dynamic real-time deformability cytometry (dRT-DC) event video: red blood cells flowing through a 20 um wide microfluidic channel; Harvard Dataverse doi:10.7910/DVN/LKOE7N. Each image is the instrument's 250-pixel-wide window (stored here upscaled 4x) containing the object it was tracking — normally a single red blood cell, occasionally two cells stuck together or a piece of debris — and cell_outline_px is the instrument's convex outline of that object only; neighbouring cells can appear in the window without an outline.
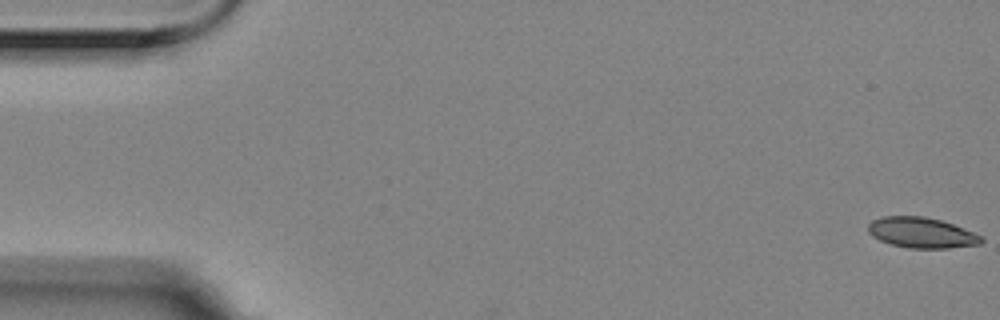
{"species": "Egyptian fruit bat (a non-hibernating species)", "species_latin": "Rousettus aegyptiacus", "temperature_condition": "room temperature", "stored_images_in_passage": 6, "camera_frame_rate_fps": 3000, "um_per_image_px": 0.085, "animal": {"sex": "female"}, "frame": {"image": 1, "passage_image": 1, "time_ms": 0.0, "image_size_px": [1000, 320], "cell_outline_px": [[984, 240], [980, 244], [948, 248], [908, 248], [892, 244], [880, 240], [872, 236], [868, 232], [868, 224], [872, 220], [880, 216], [924, 216], [940, 220], [952, 224], [972, 232], [980, 236]], "centroid_in_image_um": [78.29, 19.77], "position_along_channel_um": 6.7, "area_um2": 20.0}}
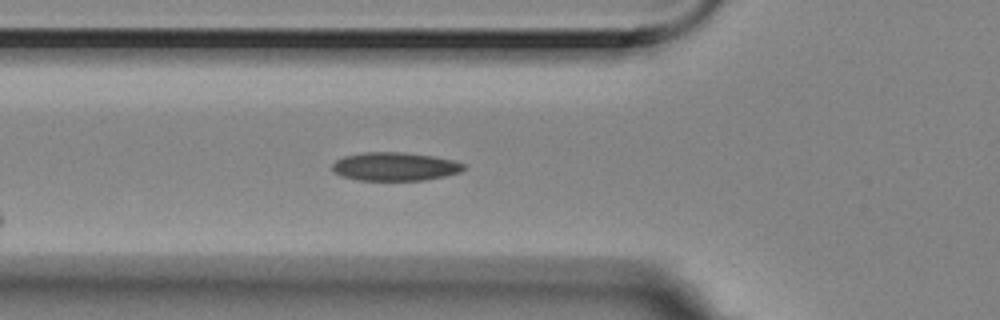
{"frame": {"image": 2, "passage_image": 6, "time_ms": 1.667, "image_size_px": [1000, 320], "cell_outline_px": [[468, 168], [460, 172], [444, 176], [424, 180], [356, 180], [340, 176], [332, 168], [332, 164], [336, 160], [344, 156], [364, 152], [404, 152], [432, 156], [452, 160], [464, 164]], "centroid_in_image_um": [33.56, 14.15], "position_along_channel_um": 92.2, "area_um2": 21.79}}